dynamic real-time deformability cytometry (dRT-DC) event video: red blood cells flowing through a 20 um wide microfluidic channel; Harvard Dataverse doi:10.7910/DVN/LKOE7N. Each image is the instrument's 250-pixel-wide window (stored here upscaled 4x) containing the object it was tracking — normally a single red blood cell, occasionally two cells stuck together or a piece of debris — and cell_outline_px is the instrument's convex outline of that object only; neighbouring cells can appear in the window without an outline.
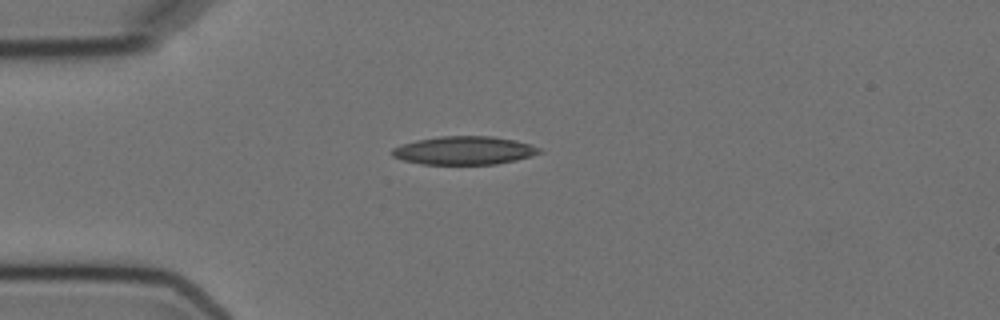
{"species": "Egyptian fruit bat (a non-hibernating species)", "species_latin": "Rousettus aegyptiacus", "temperature_condition": "cold", "stored_images_in_passage": 4, "camera_frame_rate_fps": 3000, "um_per_image_px": 0.085, "animal": {"sex": "female"}, "frame": {"image": 1, "passage_image": 4, "time_ms": 3.667, "image_size_px": [1000, 320], "cell_outline_px": [[544, 152], [532, 156], [516, 160], [496, 164], [420, 164], [404, 160], [392, 156], [392, 148], [416, 140], [440, 136], [492, 136], [516, 140], [540, 148]], "centroid_in_image_um": [39.48, 12.79], "position_along_channel_um": 45.5, "area_um2": 24.28}}